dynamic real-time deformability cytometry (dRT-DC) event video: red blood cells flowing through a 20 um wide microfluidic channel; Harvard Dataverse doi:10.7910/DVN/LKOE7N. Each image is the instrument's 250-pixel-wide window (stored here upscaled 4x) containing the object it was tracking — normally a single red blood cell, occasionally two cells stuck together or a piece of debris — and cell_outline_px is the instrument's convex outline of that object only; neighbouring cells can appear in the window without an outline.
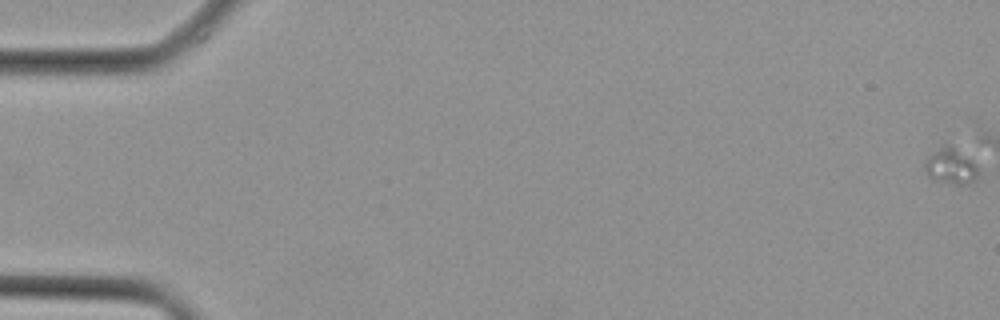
{"species": "Egyptian fruit bat (a non-hibernating species)", "species_latin": "Rousettus aegyptiacus", "temperature_condition": "cold", "stored_images_in_passage": 47, "segment_of_instrument_passage": [1, 2], "camera_frame_rate_fps": 3000, "um_per_image_px": 0.085, "animal": {"sex": "female"}, "frame": {"image": 1, "passage_image": 1, "time_ms": 0.0, "image_size_px": [1000, 320], "cell_outline_px": [[976, 180], [968, 184], [952, 184], [936, 180], [928, 176], [924, 168], [924, 164], [928, 156], [940, 148], [948, 144], [972, 160], [976, 164]], "centroid_in_image_um": [80.8, 14.16], "position_along_channel_um": 4.2, "area_um2": 10.81}}